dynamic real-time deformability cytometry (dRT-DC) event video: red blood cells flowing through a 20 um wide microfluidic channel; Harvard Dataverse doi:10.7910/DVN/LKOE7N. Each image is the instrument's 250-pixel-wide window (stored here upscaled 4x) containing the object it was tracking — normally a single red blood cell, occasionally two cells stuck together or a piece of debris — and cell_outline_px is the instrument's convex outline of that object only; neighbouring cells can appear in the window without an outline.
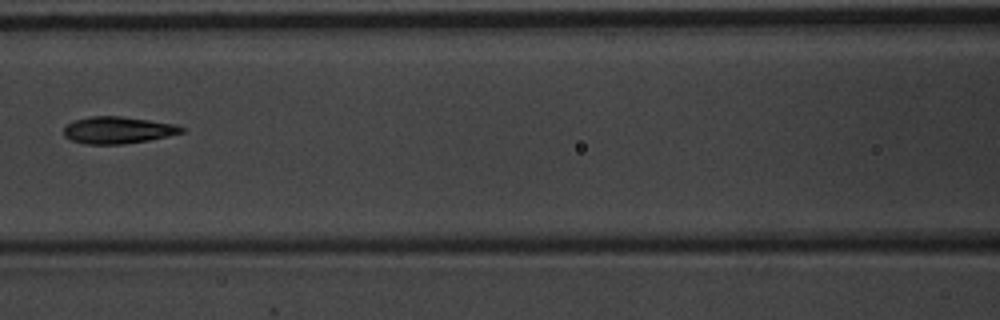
{"species": "common noctule bat (a hibernating species)", "species_latin": "Nyctalus noctula", "temperature_condition": "warm", "stored_images_in_passage": 8, "camera_frame_rate_fps": 3000, "um_per_image_px": 0.085, "animal": {"sex": "male", "body_mass_g": 20.1, "forearm_length_mm": 53.5}, "frame": {"image": 1, "passage_image": 7, "time_ms": 2.0, "image_size_px": [1000, 320], "cell_outline_px": [[184, 132], [168, 136], [148, 140], [124, 144], [84, 144], [72, 140], [64, 136], [64, 128], [68, 124], [76, 120], [92, 116], [120, 116], [176, 124], [184, 128]], "centroid_in_image_um": [10.03, 11.06], "position_along_channel_um": 156.6, "area_um2": 18.32}}
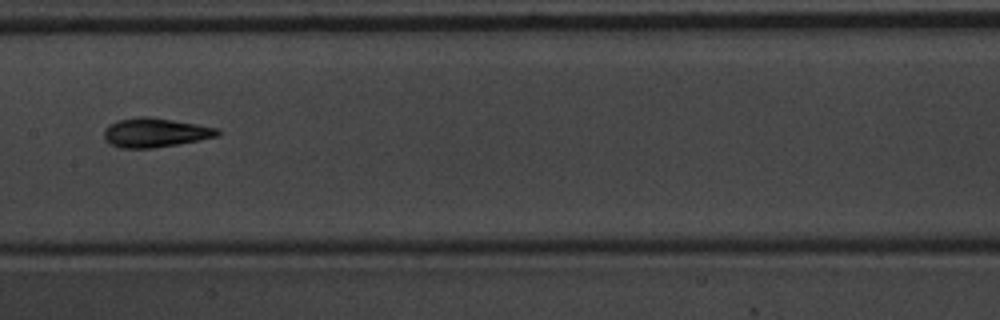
{"frame": {"image": 2, "passage_image": 8, "time_ms": 2.333, "image_size_px": [1000, 320], "cell_outline_px": [[220, 132], [216, 136], [200, 140], [152, 148], [120, 148], [104, 140], [104, 128], [108, 124], [116, 120], [140, 116], [148, 116], [196, 124], [216, 128]], "centroid_in_image_um": [13.11, 11.26], "position_along_channel_um": 194.3, "area_um2": 19.19}}